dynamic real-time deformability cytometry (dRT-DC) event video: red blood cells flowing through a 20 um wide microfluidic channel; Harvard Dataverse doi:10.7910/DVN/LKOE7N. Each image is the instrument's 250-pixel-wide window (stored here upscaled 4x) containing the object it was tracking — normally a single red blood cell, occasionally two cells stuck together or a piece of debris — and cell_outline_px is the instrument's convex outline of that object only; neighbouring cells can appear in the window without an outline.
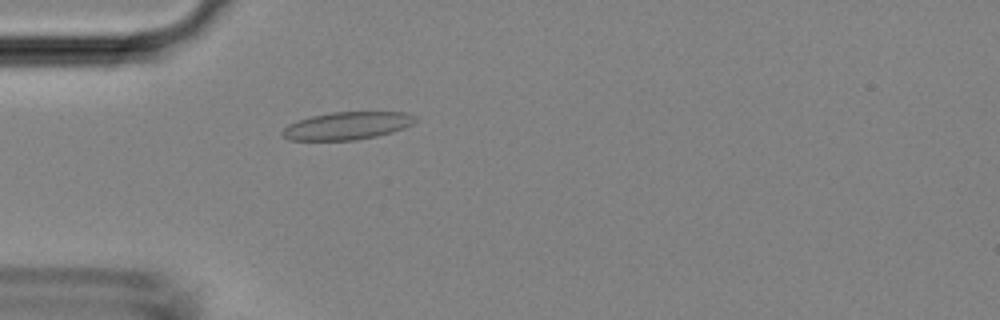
{"species": "Egyptian fruit bat (a non-hibernating species)", "species_latin": "Rousettus aegyptiacus", "temperature_condition": "room temperature", "stored_images_in_passage": 47, "camera_frame_rate_fps": 3000, "um_per_image_px": 0.085, "animal": {"sex": "female"}, "frame": {"image": 1, "passage_image": 14, "time_ms": 4.333, "image_size_px": [1000, 320], "cell_outline_px": [[416, 120], [412, 124], [404, 128], [392, 132], [376, 136], [356, 140], [288, 140], [280, 132], [288, 124], [296, 120], [312, 116], [332, 112], [404, 112], [416, 116]], "centroid_in_image_um": [29.49, 10.69], "position_along_channel_um": 55.5, "area_um2": 21.44}}
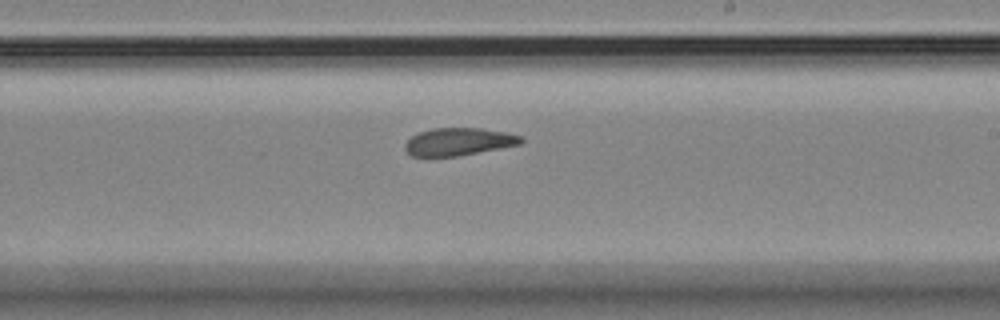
{"frame": {"image": 2, "passage_image": 28, "time_ms": 9.0, "image_size_px": [1000, 320], "cell_outline_px": [[524, 140], [520, 144], [500, 148], [456, 156], [412, 156], [404, 148], [404, 144], [412, 136], [420, 132], [432, 128], [480, 128], [508, 132], [524, 136]], "centroid_in_image_um": [39.02, 12.03], "position_along_channel_um": 250.0, "area_um2": 18.61}}
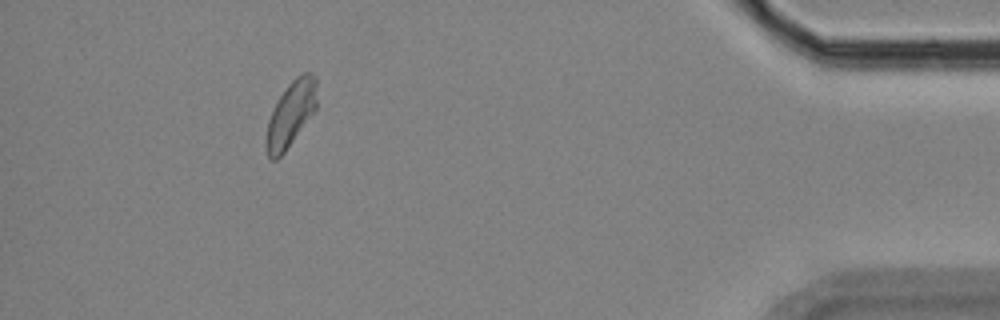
{"frame": {"image": 3, "passage_image": 43, "time_ms": 14.0, "image_size_px": [1000, 320], "cell_outline_px": [[316, 108], [284, 152], [276, 160], [272, 160], [268, 156], [264, 148], [264, 140], [268, 120], [272, 108], [288, 84], [296, 76], [304, 72], [312, 72], [316, 76]], "centroid_in_image_um": [24.67, 9.69], "position_along_channel_um": 410.5, "area_um2": 19.31}}